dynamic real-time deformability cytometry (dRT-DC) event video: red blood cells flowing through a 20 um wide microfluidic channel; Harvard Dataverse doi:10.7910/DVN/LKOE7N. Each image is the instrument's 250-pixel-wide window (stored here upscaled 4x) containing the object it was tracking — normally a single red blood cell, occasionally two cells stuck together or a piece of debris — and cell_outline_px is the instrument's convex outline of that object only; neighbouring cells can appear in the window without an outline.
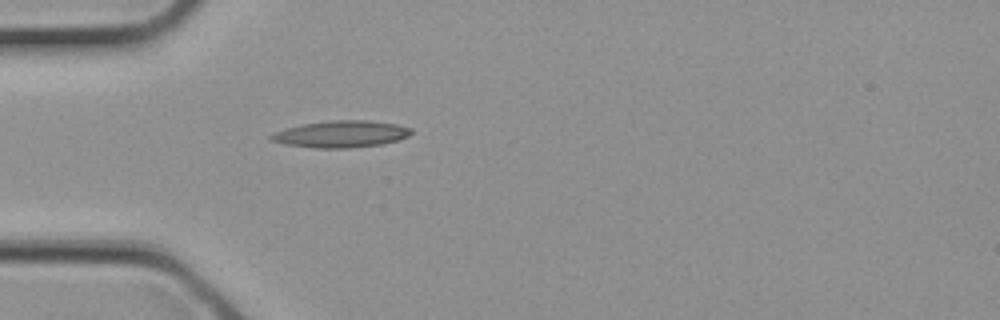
{"species": "common noctule bat (a hibernating species)", "species_latin": "Nyctalus noctula", "temperature_condition": "cold", "stored_images_in_passage": 1, "camera_frame_rate_fps": 3000, "um_per_image_px": 0.085, "animal": {"sex": "female", "body_mass_g": 21.9}, "frame": {"image": 1, "passage_image": 1, "time_ms": 0.0, "image_size_px": [1000, 320], "cell_outline_px": [[412, 132], [408, 136], [400, 140], [380, 144], [348, 148], [316, 148], [284, 144], [272, 140], [268, 136], [272, 132], [284, 128], [304, 124], [332, 120], [368, 120], [396, 124], [412, 128]], "centroid_in_image_um": [28.98, 11.39], "position_along_channel_um": 56.0, "area_um2": 21.91}}